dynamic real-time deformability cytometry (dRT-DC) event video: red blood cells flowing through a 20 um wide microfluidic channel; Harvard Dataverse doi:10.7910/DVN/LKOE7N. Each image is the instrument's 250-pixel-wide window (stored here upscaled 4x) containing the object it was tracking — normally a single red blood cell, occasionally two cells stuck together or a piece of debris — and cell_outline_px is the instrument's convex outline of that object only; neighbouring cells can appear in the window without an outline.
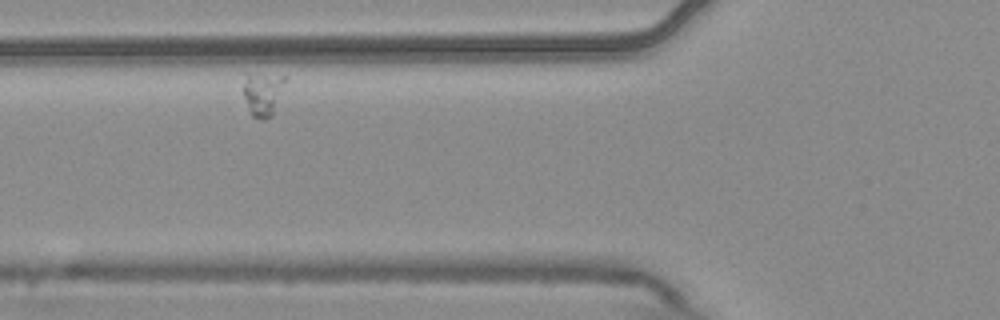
{"species": "common noctule bat (a hibernating species)", "species_latin": "Nyctalus noctula", "temperature_condition": "warm", "stored_images_in_passage": 3, "camera_frame_rate_fps": 3000, "um_per_image_px": 0.085, "animal": {"sex": "male", "body_mass_g": 20.4}, "frame": {"image": 1, "passage_image": 2, "time_ms": 0.333, "image_size_px": [1000, 320], "cell_outline_px": [[284, 80], [272, 116], [264, 120], [260, 120], [252, 116], [248, 112], [240, 88], [248, 72], [284, 76]], "centroid_in_image_um": [22.22, 7.98], "position_along_channel_um": 103.6, "area_um2": 10.81}}